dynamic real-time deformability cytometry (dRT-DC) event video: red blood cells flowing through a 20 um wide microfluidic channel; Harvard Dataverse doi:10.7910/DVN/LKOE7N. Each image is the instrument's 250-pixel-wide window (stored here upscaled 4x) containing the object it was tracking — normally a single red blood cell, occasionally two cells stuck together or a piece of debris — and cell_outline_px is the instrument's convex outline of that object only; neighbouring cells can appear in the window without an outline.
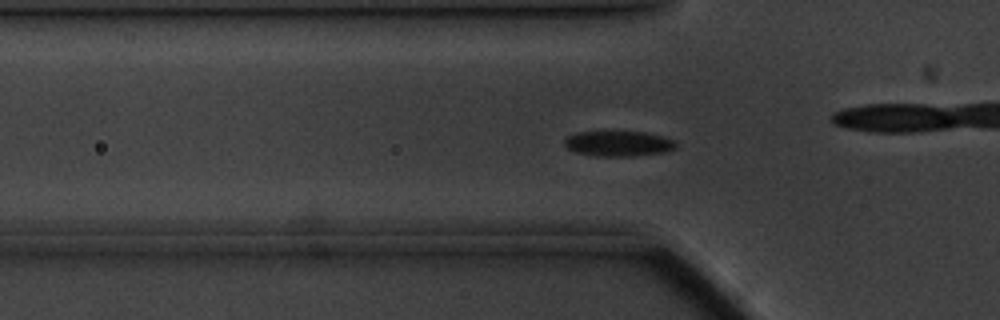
{"species": "common noctule bat (a hibernating species)", "species_latin": "Nyctalus noctula", "temperature_condition": "cold", "stored_images_in_passage": 59, "camera_frame_rate_fps": 3000, "um_per_image_px": 0.085, "animal": {"sex": "male", "body_mass_g": 20.1, "forearm_length_mm": 53.5}, "frame": {"image": 1, "passage_image": 18, "time_ms": 5.667, "image_size_px": [1000, 320], "cell_outline_px": [[676, 148], [664, 152], [632, 156], [596, 156], [576, 152], [568, 148], [564, 144], [564, 140], [568, 136], [576, 132], [604, 128], [612, 128], [644, 132], [660, 136], [672, 140], [676, 144]], "centroid_in_image_um": [52.49, 12.14], "position_along_channel_um": 73.3, "area_um2": 17.28}}